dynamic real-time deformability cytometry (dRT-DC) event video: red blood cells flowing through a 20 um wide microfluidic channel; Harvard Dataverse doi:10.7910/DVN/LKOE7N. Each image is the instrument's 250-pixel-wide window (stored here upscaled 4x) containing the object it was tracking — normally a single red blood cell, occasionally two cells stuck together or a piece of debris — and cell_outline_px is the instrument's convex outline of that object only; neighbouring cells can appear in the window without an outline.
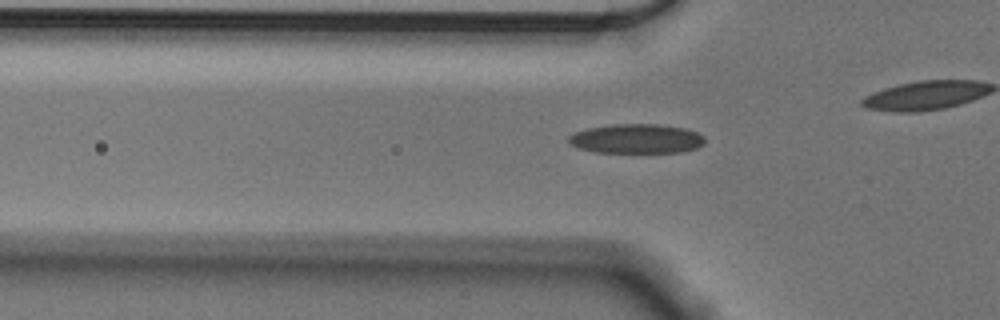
{"species": "Egyptian fruit bat (a non-hibernating species)", "species_latin": "Rousettus aegyptiacus", "temperature_condition": "cold", "stored_images_in_passage": 45, "camera_frame_rate_fps": 3000, "um_per_image_px": 0.085, "animal": {"sex": "male"}, "frame": {"image": 1, "passage_image": 18, "time_ms": 5.667, "image_size_px": [1000, 320], "cell_outline_px": [[704, 144], [696, 148], [684, 152], [596, 152], [580, 148], [568, 144], [568, 136], [576, 132], [588, 128], [612, 124], [656, 124], [684, 128], [696, 132], [704, 136]], "centroid_in_image_um": [54.1, 11.79], "position_along_channel_um": 71.7, "area_um2": 23.29}}
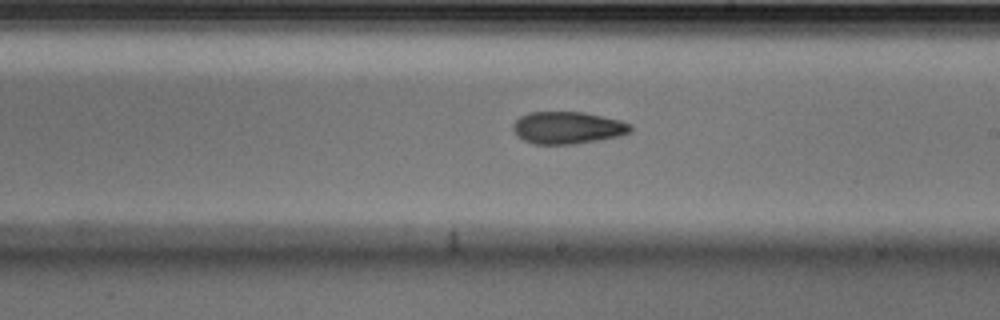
{"frame": {"image": 2, "passage_image": 32, "time_ms": 10.333, "image_size_px": [1000, 320], "cell_outline_px": [[632, 132], [620, 136], [572, 144], [532, 144], [516, 136], [512, 128], [512, 124], [520, 116], [528, 112], [584, 112], [620, 120], [632, 124]], "centroid_in_image_um": [48.23, 10.85], "position_along_channel_um": 240.8, "area_um2": 22.2}}
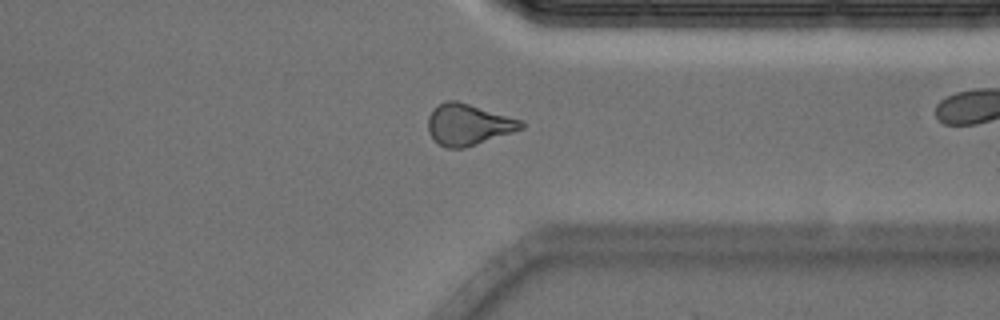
{"frame": {"image": 3, "passage_image": 43, "time_ms": 14.0, "image_size_px": [1000, 320], "cell_outline_px": [[524, 128], [464, 148], [448, 148], [432, 140], [428, 132], [428, 116], [432, 108], [444, 100], [456, 100], [520, 120], [524, 124]], "centroid_in_image_um": [39.73, 10.58], "position_along_channel_um": 371.7, "area_um2": 22.2}}